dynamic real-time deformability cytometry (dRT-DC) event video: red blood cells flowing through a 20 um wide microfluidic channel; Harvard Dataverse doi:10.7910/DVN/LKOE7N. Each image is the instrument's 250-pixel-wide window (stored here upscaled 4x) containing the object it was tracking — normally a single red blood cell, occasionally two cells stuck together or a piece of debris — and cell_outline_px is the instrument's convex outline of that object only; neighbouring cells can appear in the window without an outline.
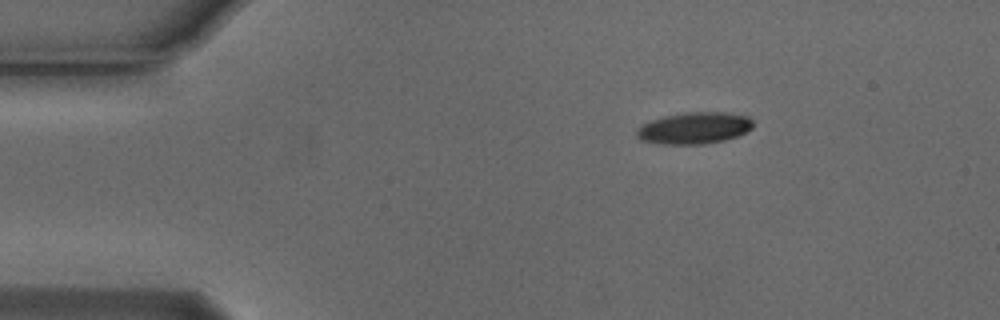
{"species": "Egyptian fruit bat (a non-hibernating species)", "species_latin": "Rousettus aegyptiacus", "temperature_condition": "cold", "stored_images_in_passage": 39, "camera_frame_rate_fps": 3000, "um_per_image_px": 0.085, "animal": {"sex": "male"}, "frame": {"image": 1, "passage_image": 1, "time_ms": 0.0, "image_size_px": [1000, 320], "cell_outline_px": [[752, 128], [736, 136], [724, 140], [704, 144], [656, 144], [640, 140], [636, 136], [636, 132], [644, 124], [652, 120], [664, 116], [684, 112], [728, 112], [748, 116], [752, 120]], "centroid_in_image_um": [59.01, 10.88], "position_along_channel_um": 26.0, "area_um2": 21.44}}
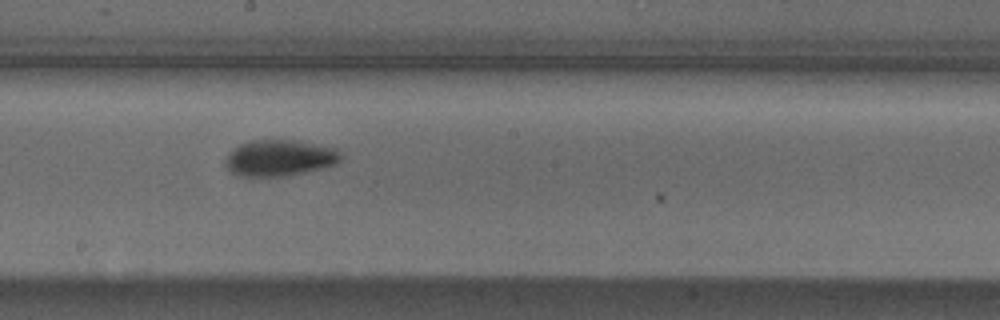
{"frame": {"image": 2, "passage_image": 22, "time_ms": 7.0, "image_size_px": [1000, 320], "cell_outline_px": [[344, 156], [336, 164], [304, 172], [284, 176], [240, 176], [232, 172], [224, 164], [224, 160], [240, 144], [252, 140], [296, 140], [336, 148]], "centroid_in_image_um": [23.8, 13.42], "position_along_channel_um": 224.4, "area_um2": 24.16}}
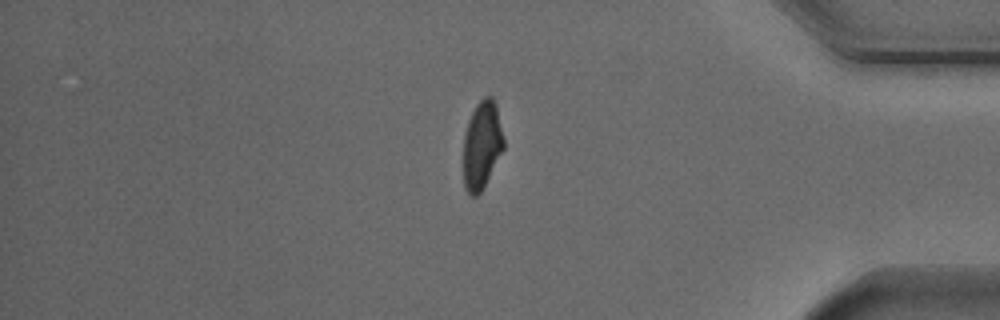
{"frame": {"image": 3, "passage_image": 38, "time_ms": 12.333, "image_size_px": [1000, 320], "cell_outline_px": [[504, 148], [484, 188], [476, 196], [472, 196], [464, 188], [464, 136], [468, 120], [476, 104], [484, 96], [492, 96], [496, 104], [504, 140]], "centroid_in_image_um": [40.97, 12.33], "position_along_channel_um": 394.2, "area_um2": 20.69}}